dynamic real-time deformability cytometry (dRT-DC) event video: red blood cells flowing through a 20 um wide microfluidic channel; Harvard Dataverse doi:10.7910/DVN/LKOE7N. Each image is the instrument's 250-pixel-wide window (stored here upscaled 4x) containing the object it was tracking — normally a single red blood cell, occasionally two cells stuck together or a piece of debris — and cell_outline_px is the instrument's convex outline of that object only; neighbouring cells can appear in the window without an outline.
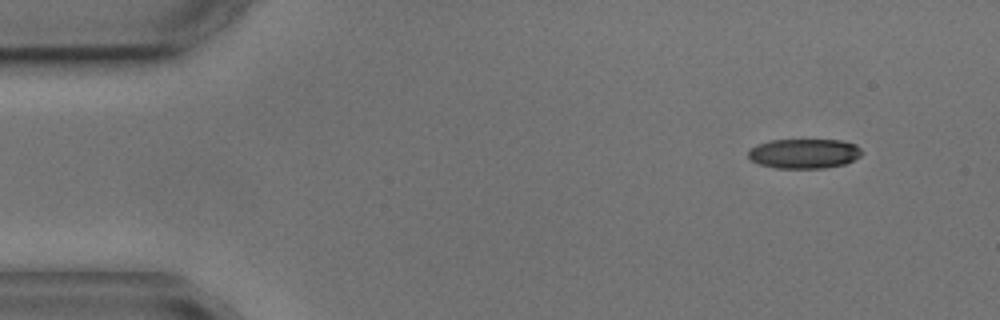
{"species": "common noctule bat (a hibernating species)", "species_latin": "Nyctalus noctula", "temperature_condition": "cold", "stored_images_in_passage": 3, "camera_frame_rate_fps": 3000, "um_per_image_px": 0.085, "animal": {"sex": "male", "body_mass_g": 17.9, "forearm_length_mm": 54.2}, "frame": {"image": 1, "passage_image": 1, "time_ms": 0.0, "image_size_px": [1000, 320], "cell_outline_px": [[864, 152], [860, 156], [844, 164], [824, 168], [776, 168], [760, 164], [752, 160], [748, 156], [748, 152], [756, 144], [772, 140], [840, 140], [856, 144]], "centroid_in_image_um": [68.37, 13.05], "position_along_channel_um": 16.6, "area_um2": 19.59}}